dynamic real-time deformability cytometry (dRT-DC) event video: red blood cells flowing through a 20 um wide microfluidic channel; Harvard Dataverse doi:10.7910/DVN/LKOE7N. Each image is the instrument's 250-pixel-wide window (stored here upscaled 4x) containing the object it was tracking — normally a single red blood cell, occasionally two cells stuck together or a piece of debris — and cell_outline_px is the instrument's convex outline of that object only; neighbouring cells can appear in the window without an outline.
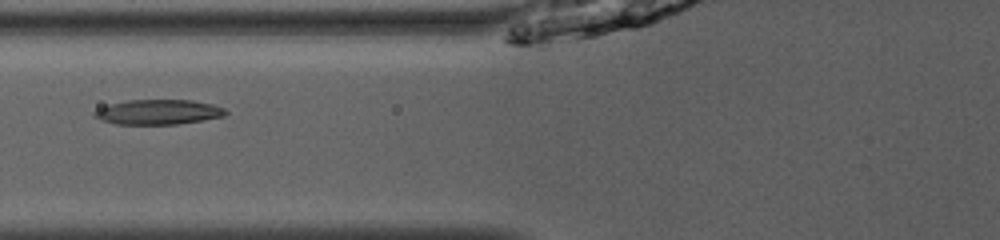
{"species": "common noctule bat (a hibernating species)", "species_latin": "Nyctalus noctula", "temperature_condition": "room temperature", "stored_images_in_passage": 33, "camera_frame_rate_fps": 3000, "um_per_image_px": 0.085, "animal": {"sex": "male", "body_mass_g": 13.0, "forearm_length_mm": 53.1}, "frame": {"image": 1, "passage_image": 4, "time_ms": 1.0, "image_size_px": [1000, 240], "cell_outline_px": [[228, 112], [224, 116], [176, 124], [116, 124], [100, 120], [92, 116], [92, 112], [100, 108], [112, 104], [128, 100], [192, 100], [212, 104], [224, 108]], "centroid_in_image_um": [13.43, 9.52], "position_along_channel_um": 112.4, "area_um2": 18.9}}
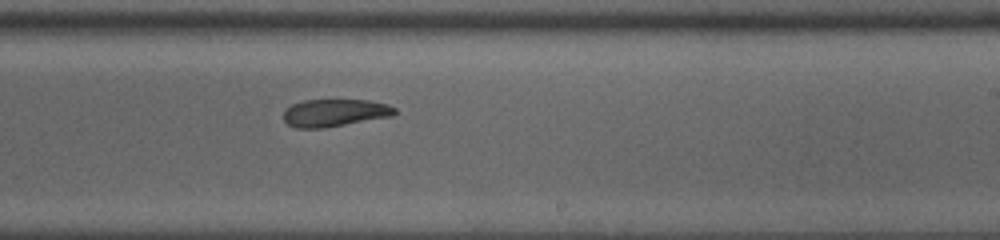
{"frame": {"image": 2, "passage_image": 15, "time_ms": 4.667, "image_size_px": [1000, 240], "cell_outline_px": [[396, 112], [392, 116], [324, 128], [296, 128], [288, 124], [284, 120], [284, 112], [292, 104], [304, 100], [368, 100], [388, 104], [396, 108]], "centroid_in_image_um": [28.46, 9.59], "position_along_channel_um": 260.5, "area_um2": 17.74}}
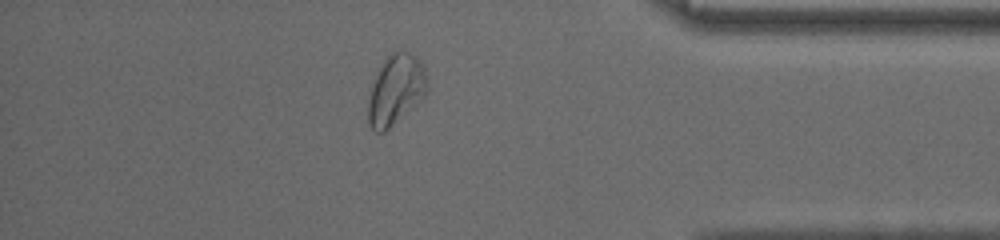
{"frame": {"image": 3, "passage_image": 27, "time_ms": 8.667, "image_size_px": [1000, 240], "cell_outline_px": [[428, 92], [412, 108], [384, 132], [376, 132], [368, 124], [368, 100], [372, 84], [384, 60], [392, 52], [408, 52], [416, 56], [420, 60], [424, 68], [428, 80]], "centroid_in_image_um": [33.66, 7.64], "position_along_channel_um": 401.5, "area_um2": 23.93}, "authors_computed_cell_mechanics": {"area_um2": 18.9006, "velocity_mm_per_s": 4.0428, "shape_relaxation_time_tau1_ms": null, "shape_relaxation_time_tau2_ms": 4.6153, "deformation_change_tau1": null, "deformation_change_tau2": 0.0992}}